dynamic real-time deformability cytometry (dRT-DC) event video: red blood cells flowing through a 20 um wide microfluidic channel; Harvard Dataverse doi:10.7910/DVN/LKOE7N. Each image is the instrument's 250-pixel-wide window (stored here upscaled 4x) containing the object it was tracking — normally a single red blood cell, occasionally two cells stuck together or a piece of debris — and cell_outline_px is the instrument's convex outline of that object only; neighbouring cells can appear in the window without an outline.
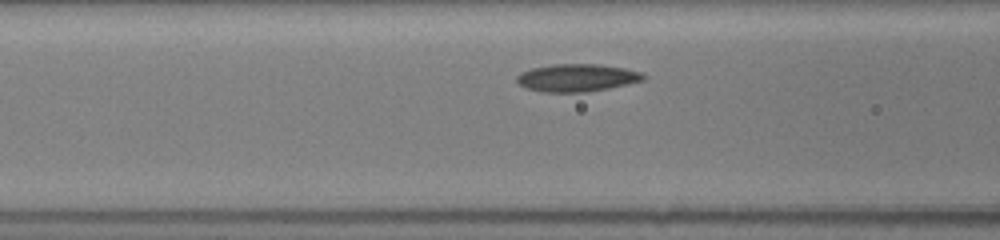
{"species": "common noctule bat (a hibernating species)", "species_latin": "Nyctalus noctula", "temperature_condition": "room temperature", "stored_images_in_passage": 9, "segment_of_instrument_passage": [2, 2], "camera_frame_rate_fps": 3000, "um_per_image_px": 0.085, "animal": {"sex": "female", "body_mass_g": 19.5, "forearm_length_mm": 54.1}, "frame": {"image": 1, "passage_image": 9, "time_ms": 6.0, "image_size_px": [1000, 240], "cell_outline_px": [[648, 76], [644, 80], [608, 88], [588, 92], [540, 92], [524, 88], [516, 80], [516, 76], [520, 72], [532, 68], [552, 64], [600, 64], [624, 68], [640, 72]], "centroid_in_image_um": [49.01, 6.61], "position_along_channel_um": 117.6, "area_um2": 20.52}}